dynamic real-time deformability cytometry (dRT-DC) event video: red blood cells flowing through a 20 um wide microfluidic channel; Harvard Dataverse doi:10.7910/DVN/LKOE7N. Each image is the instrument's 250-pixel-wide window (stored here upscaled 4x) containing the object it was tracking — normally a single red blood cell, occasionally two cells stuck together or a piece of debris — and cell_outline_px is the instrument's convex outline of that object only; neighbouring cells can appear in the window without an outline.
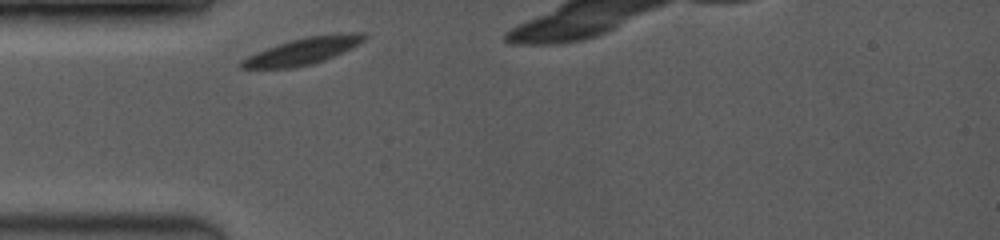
{"species": "common noctule bat (a hibernating species)", "species_latin": "Nyctalus noctula", "temperature_condition": "room temperature", "stored_images_in_passage": 41, "segment_of_instrument_passage": [1, 2], "camera_frame_rate_fps": 3500, "um_per_image_px": 0.085, "animal": {"sex": "female", "body_mass_g": 19.0, "forearm_length_mm": 53.3}, "frame": {"image": 1, "passage_image": 1, "time_ms": 0.0, "image_size_px": [1000, 240], "cell_outline_px": [[368, 36], [364, 40], [352, 48], [324, 60], [312, 64], [292, 68], [240, 68], [240, 60], [256, 52], [292, 40], [308, 36], [348, 32], [364, 32]], "centroid_in_image_um": [25.79, 4.33], "position_along_channel_um": 59.2, "area_um2": 18.96}}
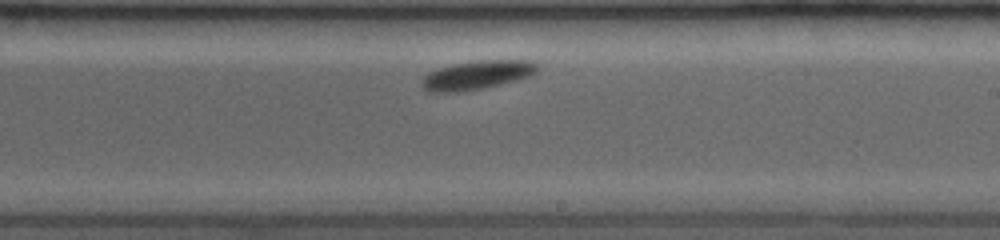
{"frame": {"image": 2, "passage_image": 19, "time_ms": 5.143, "image_size_px": [1000, 240], "cell_outline_px": [[540, 68], [536, 72], [528, 76], [516, 80], [484, 88], [456, 92], [428, 92], [420, 84], [420, 80], [428, 72], [452, 64], [476, 60], [532, 60], [540, 64]], "centroid_in_image_um": [40.55, 6.37], "position_along_channel_um": 248.5, "area_um2": 19.59}}
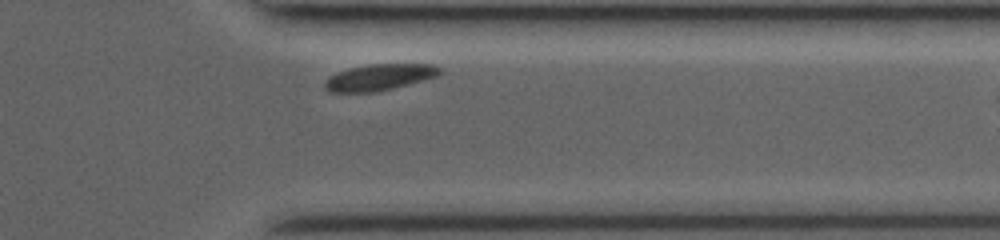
{"frame": {"image": 3, "passage_image": 35, "time_ms": 8.571, "image_size_px": [1000, 240], "cell_outline_px": [[440, 72], [436, 76], [424, 80], [376, 92], [328, 92], [324, 88], [324, 80], [328, 76], [348, 68], [368, 64], [432, 64], [440, 68]], "centroid_in_image_um": [32.17, 6.57], "position_along_channel_um": 379.2, "area_um2": 17.63}}